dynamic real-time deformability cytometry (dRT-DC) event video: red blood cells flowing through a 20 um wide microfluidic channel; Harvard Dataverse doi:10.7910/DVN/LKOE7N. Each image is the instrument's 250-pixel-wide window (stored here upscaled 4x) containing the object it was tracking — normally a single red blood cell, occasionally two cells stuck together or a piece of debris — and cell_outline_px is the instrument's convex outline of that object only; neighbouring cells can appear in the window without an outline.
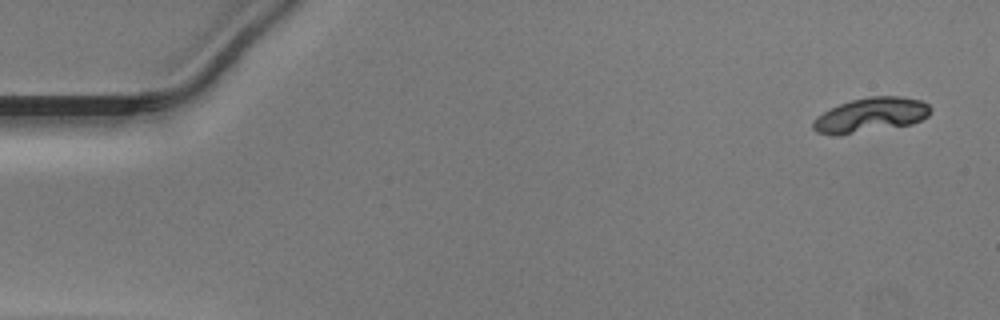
{"species": "Egyptian fruit bat (a non-hibernating species)", "species_latin": "Rousettus aegyptiacus", "temperature_condition": "warm", "stored_images_in_passage": 50, "camera_frame_rate_fps": 3000, "um_per_image_px": 0.085, "animal": {"sex": "male"}, "frame": {"image": 1, "passage_image": 1, "time_ms": 0.0, "image_size_px": [1000, 320], "cell_outline_px": [[932, 112], [928, 116], [912, 124], [840, 136], [832, 136], [816, 132], [812, 128], [812, 120], [824, 112], [840, 104], [852, 100], [872, 96], [900, 96], [920, 100], [928, 104], [932, 108]], "centroid_in_image_um": [74.0, 9.79], "position_along_channel_um": 11.0, "area_um2": 23.81}}
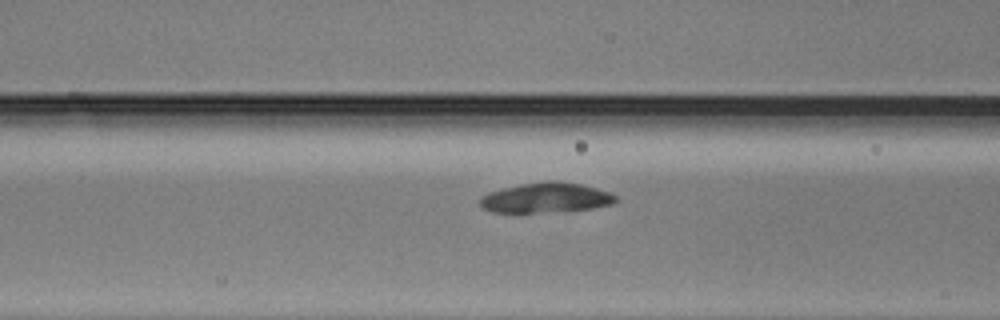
{"frame": {"image": 2, "passage_image": 19, "time_ms": 6.0, "image_size_px": [1000, 320], "cell_outline_px": [[620, 200], [612, 204], [596, 208], [536, 212], [492, 212], [484, 208], [480, 204], [480, 196], [488, 192], [520, 184], [544, 180], [560, 180], [580, 184], [596, 188], [608, 192], [616, 196]], "centroid_in_image_um": [46.42, 16.79], "position_along_channel_um": 120.2, "area_um2": 23.76}}
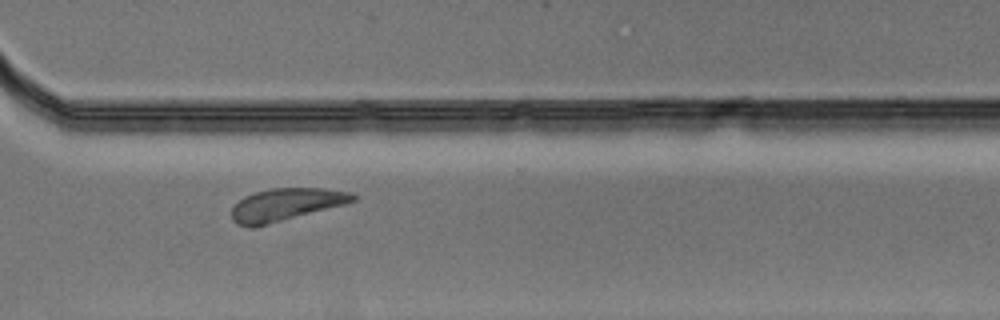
{"frame": {"image": 3, "passage_image": 36, "time_ms": 11.667, "image_size_px": [1000, 320], "cell_outline_px": [[356, 200], [344, 204], [268, 224], [252, 228], [248, 228], [236, 224], [232, 220], [232, 208], [244, 196], [256, 192], [272, 188], [324, 188], [352, 192], [356, 196]], "centroid_in_image_um": [24.27, 17.39], "position_along_channel_um": 346.3, "area_um2": 22.77}}